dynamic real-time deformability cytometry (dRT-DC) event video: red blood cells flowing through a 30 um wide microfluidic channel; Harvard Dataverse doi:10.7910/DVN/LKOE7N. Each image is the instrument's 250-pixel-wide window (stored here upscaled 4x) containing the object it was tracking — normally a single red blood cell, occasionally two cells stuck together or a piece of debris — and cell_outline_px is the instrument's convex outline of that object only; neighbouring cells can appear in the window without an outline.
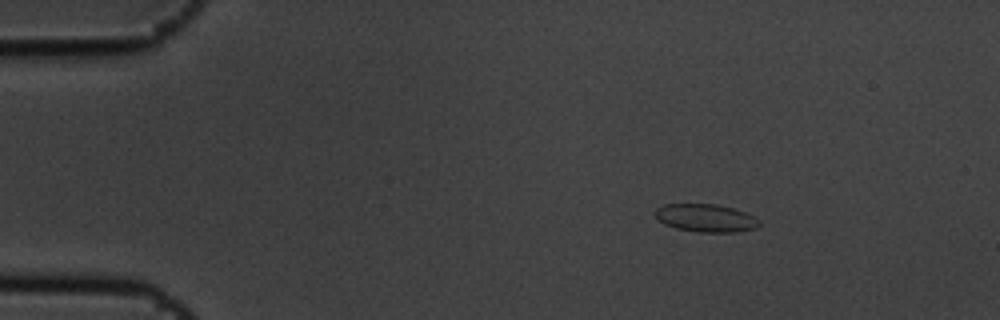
{"species": "common noctule bat (a hibernating species)", "species_latin": "Nyctalus noctula", "temperature_condition": "cold", "stored_images_in_passage": 4, "camera_frame_rate_fps": 3000, "um_per_image_px": 0.085, "animal": {"sex": "male", "body_mass_g": 19.5, "forearm_length_mm": 54.6}, "frame": {"image": 1, "passage_image": 2, "time_ms": 0.333, "image_size_px": [1000, 320], "cell_outline_px": [[760, 224], [756, 228], [736, 232], [696, 232], [676, 228], [664, 224], [656, 220], [652, 212], [656, 208], [664, 204], [716, 204], [732, 208], [744, 212], [760, 220]], "centroid_in_image_um": [59.92, 18.53], "position_along_channel_um": 25.1, "area_um2": 17.11}}